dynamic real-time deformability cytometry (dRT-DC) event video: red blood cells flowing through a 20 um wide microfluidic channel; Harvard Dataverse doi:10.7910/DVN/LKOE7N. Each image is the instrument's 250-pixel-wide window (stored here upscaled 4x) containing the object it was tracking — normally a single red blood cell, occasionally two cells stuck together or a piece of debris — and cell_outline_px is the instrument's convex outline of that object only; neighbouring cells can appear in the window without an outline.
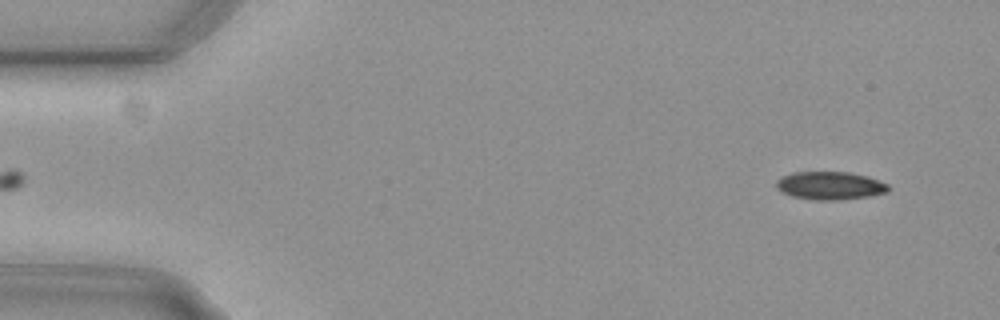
{"species": "common noctule bat (a hibernating species)", "species_latin": "Nyctalus noctula", "temperature_condition": "cold", "stored_images_in_passage": 52, "camera_frame_rate_fps": 3000, "um_per_image_px": 0.085, "animal": {"sex": "female", "body_mass_g": 29.2, "forearm_length_mm": 56.3}, "frame": {"image": 1, "passage_image": 1, "time_ms": 0.0, "image_size_px": [1000, 320], "cell_outline_px": [[888, 192], [868, 196], [840, 200], [812, 200], [792, 196], [780, 192], [776, 188], [776, 180], [792, 172], [848, 172], [868, 176], [888, 184]], "centroid_in_image_um": [70.52, 15.78], "position_along_channel_um": 14.5, "area_um2": 18.38}}
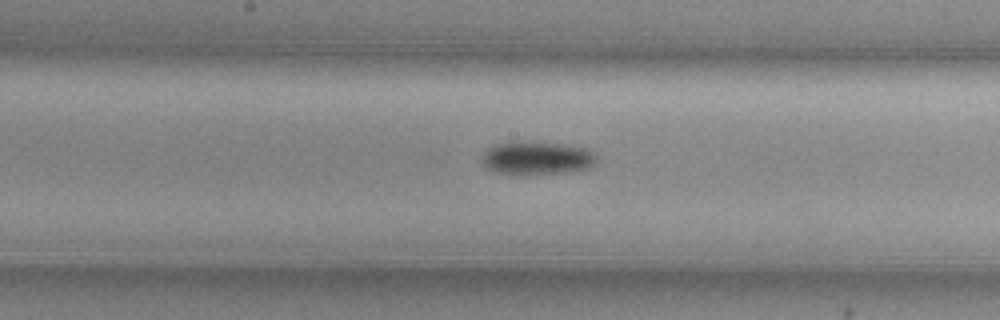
{"frame": {"image": 2, "passage_image": 25, "time_ms": 8.0, "image_size_px": [1000, 320], "cell_outline_px": [[596, 164], [592, 168], [568, 172], [528, 176], [508, 176], [492, 172], [480, 160], [480, 156], [488, 148], [496, 144], [508, 140], [516, 140], [568, 144], [584, 148], [592, 152], [596, 156]], "centroid_in_image_um": [45.57, 13.46], "position_along_channel_um": 202.6, "area_um2": 23.52}}
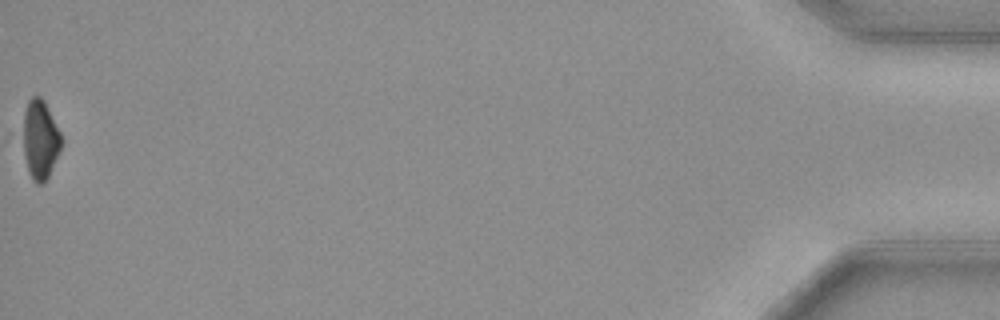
{"frame": {"image": 3, "passage_image": 52, "time_ms": 17.0, "image_size_px": [1000, 320], "cell_outline_px": [[60, 148], [48, 176], [44, 184], [36, 184], [32, 180], [28, 172], [24, 156], [24, 112], [28, 100], [32, 96], [40, 96], [44, 100], [60, 132]], "centroid_in_image_um": [3.39, 11.87], "position_along_channel_um": 431.8, "area_um2": 17.28}, "authors_computed_cell_mechanics": {"area_um2": 19.941, "velocity_mm_per_s": 3.7502, "shape_relaxation_time_tau1_ms": 4.7865, "shape_relaxation_time_tau2_ms": null, "deformation_change_tau1": 0.1258, "deformation_change_tau2": null}}